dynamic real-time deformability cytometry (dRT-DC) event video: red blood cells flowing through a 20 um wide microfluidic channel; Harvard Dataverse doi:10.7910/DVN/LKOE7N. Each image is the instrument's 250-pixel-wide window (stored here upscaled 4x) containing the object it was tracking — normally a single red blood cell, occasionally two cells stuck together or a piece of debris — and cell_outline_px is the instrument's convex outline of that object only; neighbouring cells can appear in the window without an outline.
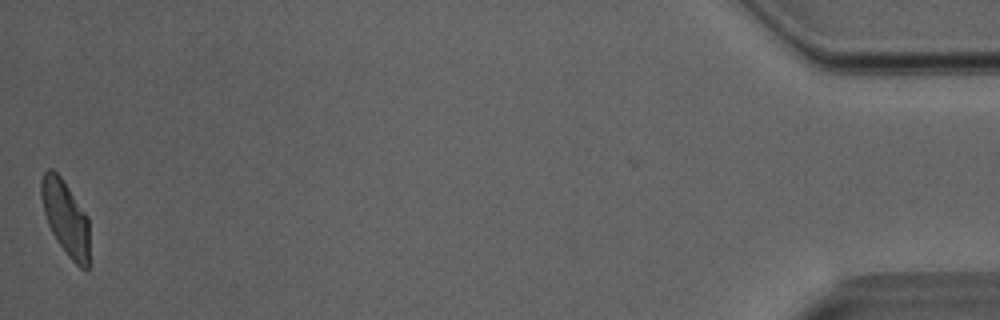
{"species": "Egyptian fruit bat (a non-hibernating species)", "species_latin": "Rousettus aegyptiacus", "temperature_condition": "room temperature", "stored_images_in_passage": 34, "camera_frame_rate_fps": 3000, "um_per_image_px": 0.085, "animal": {"sex": "male"}, "frame": {"image": 1, "passage_image": 34, "time_ms": 11.0, "image_size_px": [1000, 320], "cell_outline_px": [[88, 268], [80, 268], [68, 256], [56, 240], [48, 224], [44, 212], [40, 196], [40, 180], [44, 172], [48, 168], [52, 168], [60, 176], [88, 216]], "centroid_in_image_um": [5.54, 18.48], "position_along_channel_um": 429.7, "area_um2": 20.87}}